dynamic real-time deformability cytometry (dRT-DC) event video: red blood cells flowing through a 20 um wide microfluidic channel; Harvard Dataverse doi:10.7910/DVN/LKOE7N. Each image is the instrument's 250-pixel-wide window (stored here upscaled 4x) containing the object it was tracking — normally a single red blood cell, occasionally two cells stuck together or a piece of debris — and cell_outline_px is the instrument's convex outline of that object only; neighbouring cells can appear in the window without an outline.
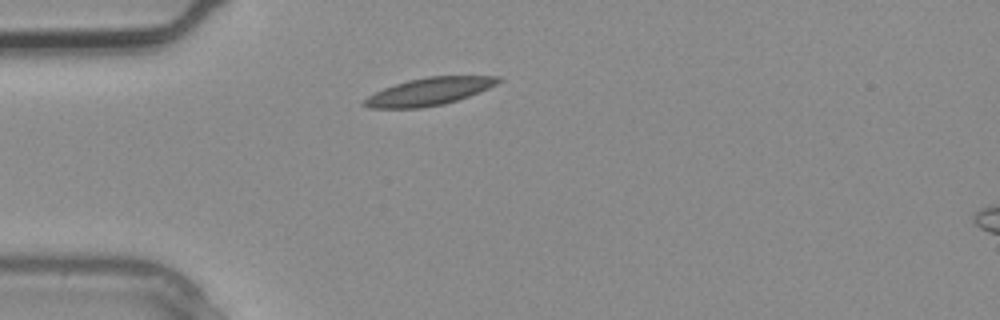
{"species": "common noctule bat (a hibernating species)", "species_latin": "Nyctalus noctula", "temperature_condition": "warm", "stored_images_in_passage": 2, "camera_frame_rate_fps": 3000, "um_per_image_px": 0.085, "animal": {"sex": "male", "body_mass_g": 20.4}, "frame": {"image": 1, "passage_image": 1, "time_ms": 0.0, "image_size_px": [1000, 320], "cell_outline_px": [[504, 80], [488, 88], [468, 96], [444, 104], [420, 108], [368, 108], [360, 104], [368, 96], [384, 88], [408, 80], [428, 76], [500, 76]], "centroid_in_image_um": [36.47, 7.78], "position_along_channel_um": 48.5, "area_um2": 21.39}}